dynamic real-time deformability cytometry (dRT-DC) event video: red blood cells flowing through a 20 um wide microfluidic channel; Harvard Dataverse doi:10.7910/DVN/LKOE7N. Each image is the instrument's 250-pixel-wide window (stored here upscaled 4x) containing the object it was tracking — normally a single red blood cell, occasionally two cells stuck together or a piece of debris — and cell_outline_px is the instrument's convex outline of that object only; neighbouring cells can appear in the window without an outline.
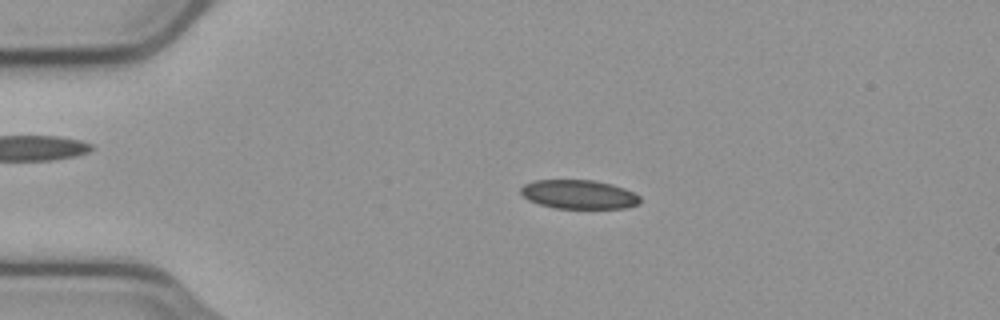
{"species": "common noctule bat (a hibernating species)", "species_latin": "Nyctalus noctula", "temperature_condition": "cold", "stored_images_in_passage": 55, "camera_frame_rate_fps": 3000, "um_per_image_px": 0.085, "animal": {"sex": "male", "body_mass_g": 23.1, "forearm_length_mm": 52.7}, "frame": {"image": 1, "passage_image": 12, "time_ms": 3.667, "image_size_px": [1000, 320], "cell_outline_px": [[640, 204], [624, 208], [556, 208], [540, 204], [528, 200], [520, 192], [520, 188], [524, 184], [532, 180], [592, 180], [612, 184], [624, 188], [640, 196]], "centroid_in_image_um": [49.19, 16.52], "position_along_channel_um": 35.8, "area_um2": 20.11}}
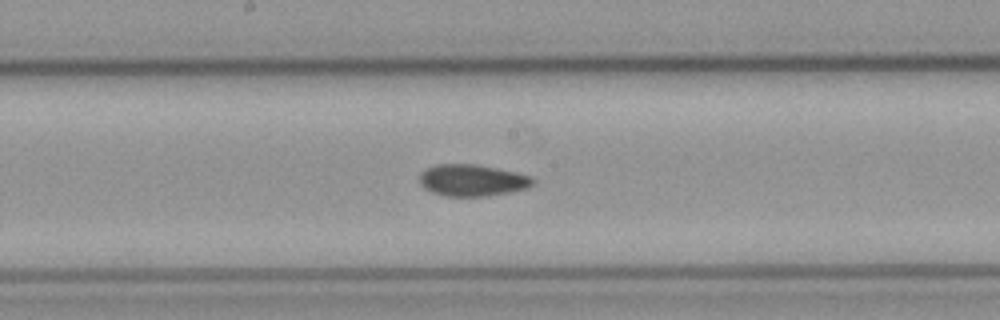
{"frame": {"image": 2, "passage_image": 29, "time_ms": 9.333, "image_size_px": [1000, 320], "cell_outline_px": [[532, 184], [528, 188], [488, 196], [444, 196], [432, 192], [424, 188], [420, 184], [420, 172], [436, 164], [476, 164], [516, 172], [532, 176]], "centroid_in_image_um": [40.12, 15.32], "position_along_channel_um": 208.1, "area_um2": 20.87}}
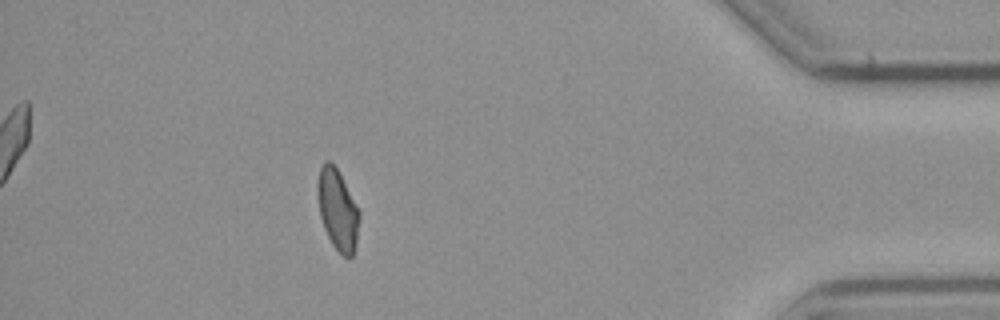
{"frame": {"image": 3, "passage_image": 49, "time_ms": 16.0, "image_size_px": [1000, 320], "cell_outline_px": [[360, 216], [356, 248], [352, 256], [348, 260], [332, 244], [324, 228], [320, 216], [316, 184], [320, 168], [324, 160], [328, 160], [336, 168], [360, 212]], "centroid_in_image_um": [28.69, 17.86], "position_along_channel_um": 406.5, "area_um2": 19.54}, "authors_computed_cell_mechanics": {"area_um2": 20.4034, "velocity_mm_per_s": 3.7409, "shape_relaxation_time_tau1_ms": null, "shape_relaxation_time_tau2_ms": 6.191, "deformation_change_tau1": null, "deformation_change_tau2": 0.0941}}